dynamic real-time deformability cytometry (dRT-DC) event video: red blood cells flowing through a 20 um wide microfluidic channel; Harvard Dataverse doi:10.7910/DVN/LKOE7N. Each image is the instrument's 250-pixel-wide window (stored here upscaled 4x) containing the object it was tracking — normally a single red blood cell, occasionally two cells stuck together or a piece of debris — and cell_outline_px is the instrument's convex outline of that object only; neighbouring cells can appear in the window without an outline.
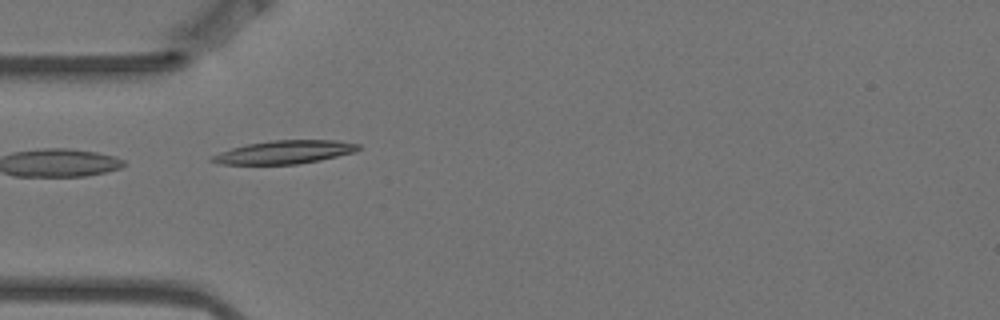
{"species": "Egyptian fruit bat (a non-hibernating species)", "species_latin": "Rousettus aegyptiacus", "temperature_condition": "warm", "stored_images_in_passage": 7, "segment_of_instrument_passage": [2, 2], "camera_frame_rate_fps": 3000, "um_per_image_px": 0.085, "animal": {"sex": "female"}, "frame": {"image": 1, "passage_image": 5, "time_ms": 1.333, "image_size_px": [1000, 320], "cell_outline_px": [[360, 148], [356, 152], [320, 160], [296, 164], [220, 164], [208, 160], [212, 156], [220, 152], [232, 148], [248, 144], [272, 140], [336, 140], [360, 144]], "centroid_in_image_um": [24.21, 12.93], "position_along_channel_um": 60.8, "area_um2": 19.77}}
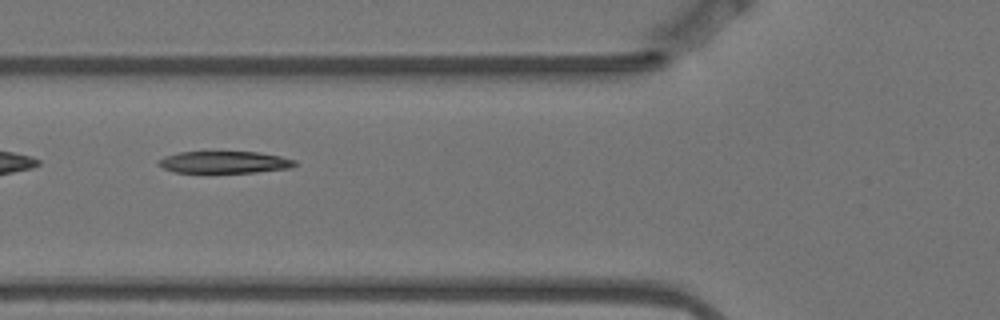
{"frame": {"image": 2, "passage_image": 6, "time_ms": 1.667, "image_size_px": [1000, 320], "cell_outline_px": [[296, 164], [292, 168], [256, 172], [176, 172], [164, 168], [156, 164], [156, 160], [164, 156], [180, 152], [260, 152], [280, 156], [296, 160]], "centroid_in_image_um": [19.07, 13.78], "position_along_channel_um": 106.7, "area_um2": 17.46}}
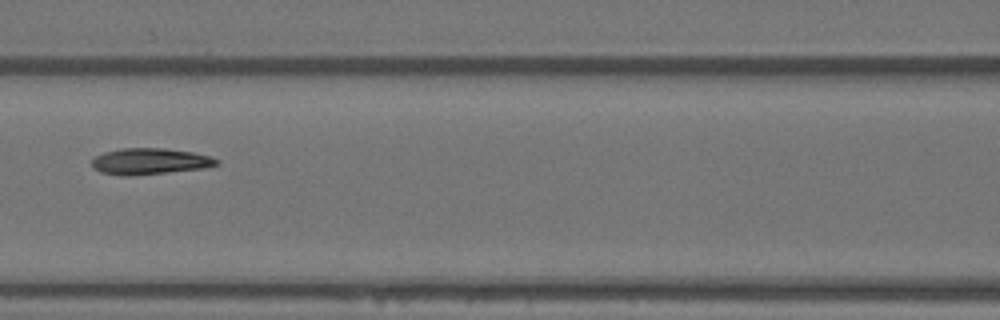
{"frame": {"image": 3, "passage_image": 7, "time_ms": 2.0, "image_size_px": [1000, 320], "cell_outline_px": [[220, 164], [204, 168], [132, 176], [120, 176], [100, 172], [92, 168], [92, 160], [96, 156], [104, 152], [120, 148], [164, 148], [192, 152], [208, 156], [220, 160]], "centroid_in_image_um": [12.71, 13.72], "position_along_channel_um": 153.9, "area_um2": 19.19}}